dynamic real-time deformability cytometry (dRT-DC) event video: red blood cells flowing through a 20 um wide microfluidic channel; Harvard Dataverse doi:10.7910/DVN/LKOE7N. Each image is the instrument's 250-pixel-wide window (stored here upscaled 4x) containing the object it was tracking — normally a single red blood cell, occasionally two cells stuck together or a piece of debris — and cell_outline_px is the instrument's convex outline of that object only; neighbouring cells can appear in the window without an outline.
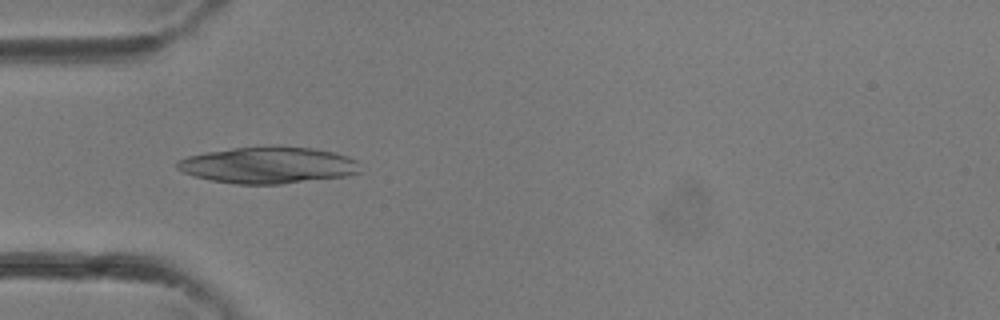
{"species": "common noctule bat (a hibernating species)", "species_latin": "Nyctalus noctula", "temperature_condition": "room temperature", "stored_images_in_passage": 3, "camera_frame_rate_fps": 3000, "um_per_image_px": 0.085, "animal": {"sex": "female"}, "frame": {"image": 1, "passage_image": 1, "time_ms": 0.0, "image_size_px": [1000, 320], "cell_outline_px": [[360, 172], [344, 176], [280, 184], [236, 184], [212, 180], [192, 176], [176, 168], [176, 160], [188, 156], [208, 152], [232, 148], [272, 144], [276, 144], [312, 148], [336, 152], [348, 156], [356, 160]], "centroid_in_image_um": [22.78, 14.01], "position_along_channel_um": 62.2, "area_um2": 39.42}}
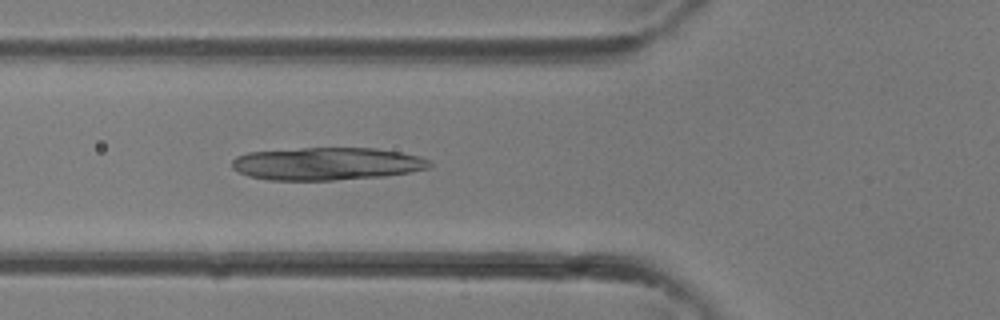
{"frame": {"image": 2, "passage_image": 3, "time_ms": 0.667, "image_size_px": [1000, 320], "cell_outline_px": [[432, 164], [428, 168], [412, 172], [384, 176], [332, 180], [268, 180], [248, 176], [232, 168], [232, 160], [236, 156], [248, 152], [300, 148], [376, 148], [400, 152], [420, 156], [428, 160]], "centroid_in_image_um": [27.77, 13.92], "position_along_channel_um": 98.0, "area_um2": 37.74}}